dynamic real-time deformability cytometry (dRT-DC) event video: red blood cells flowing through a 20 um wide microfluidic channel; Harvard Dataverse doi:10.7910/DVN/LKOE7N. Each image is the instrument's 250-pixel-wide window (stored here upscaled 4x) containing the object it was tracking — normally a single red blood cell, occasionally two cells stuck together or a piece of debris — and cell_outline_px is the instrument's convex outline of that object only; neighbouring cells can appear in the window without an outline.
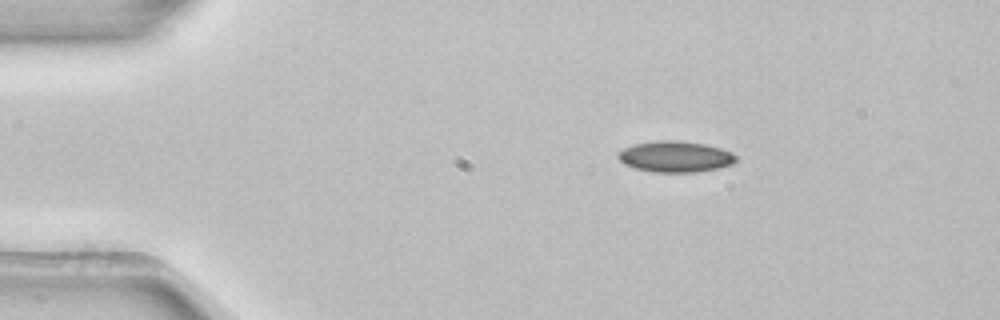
{"species": "common noctule bat (a hibernating species)", "species_latin": "Nyctalus noctula", "temperature_condition": "room temperature", "stored_images_in_passage": 4, "segment_of_instrument_passage": [1, 2], "camera_frame_rate_fps": 3000, "um_per_image_px": 0.085, "animal": {"sex": "female", "body_mass_g": 22.7, "forearm_length_mm": 54.2}, "frame": {"image": 1, "passage_image": 1, "time_ms": 0.0, "image_size_px": [1000, 320], "cell_outline_px": [[736, 160], [732, 164], [716, 168], [696, 172], [652, 172], [636, 168], [624, 164], [616, 156], [616, 152], [624, 148], [636, 144], [656, 140], [676, 140], [704, 144], [720, 148], [732, 152], [736, 156]], "centroid_in_image_um": [57.37, 13.31], "position_along_channel_um": 27.6, "area_um2": 21.27}}
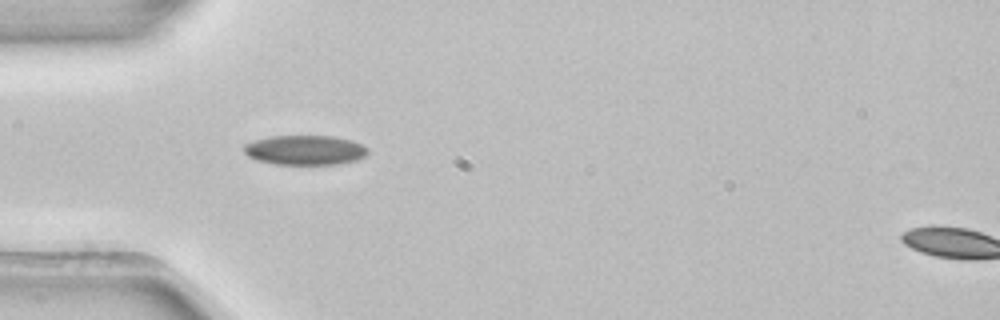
{"frame": {"image": 2, "passage_image": 3, "time_ms": 0.667, "image_size_px": [1000, 320], "cell_outline_px": [[368, 152], [364, 156], [356, 160], [336, 164], [276, 164], [256, 160], [248, 156], [244, 152], [244, 144], [256, 140], [272, 136], [332, 136], [352, 140], [368, 148]], "centroid_in_image_um": [25.92, 12.75], "position_along_channel_um": 59.1, "area_um2": 21.27}}